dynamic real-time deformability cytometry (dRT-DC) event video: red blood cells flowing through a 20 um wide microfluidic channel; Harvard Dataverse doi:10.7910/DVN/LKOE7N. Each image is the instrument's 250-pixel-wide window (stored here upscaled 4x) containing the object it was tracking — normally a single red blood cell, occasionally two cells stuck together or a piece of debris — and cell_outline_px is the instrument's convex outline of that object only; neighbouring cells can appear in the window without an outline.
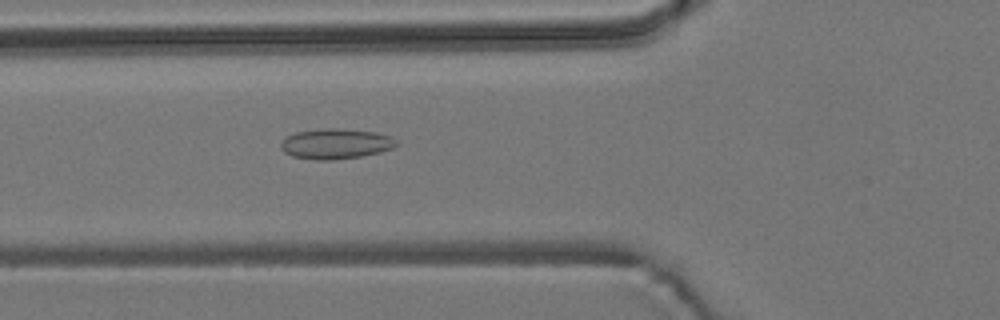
{"species": "common noctule bat (a hibernating species)", "species_latin": "Nyctalus noctula", "temperature_condition": "room temperature", "stored_images_in_passage": 55, "camera_frame_rate_fps": 3000, "um_per_image_px": 0.085, "animal": {"sex": "male", "body_mass_g": 19.2, "forearm_length_mm": 51.8}, "frame": {"image": 1, "passage_image": 20, "time_ms": 6.333, "image_size_px": [1000, 320], "cell_outline_px": [[400, 144], [392, 148], [380, 152], [360, 156], [332, 160], [316, 160], [292, 156], [284, 152], [280, 148], [280, 144], [288, 136], [296, 132], [324, 128], [340, 128], [376, 132], [392, 136]], "centroid_in_image_um": [28.56, 12.22], "position_along_channel_um": 97.2, "area_um2": 20.46}}
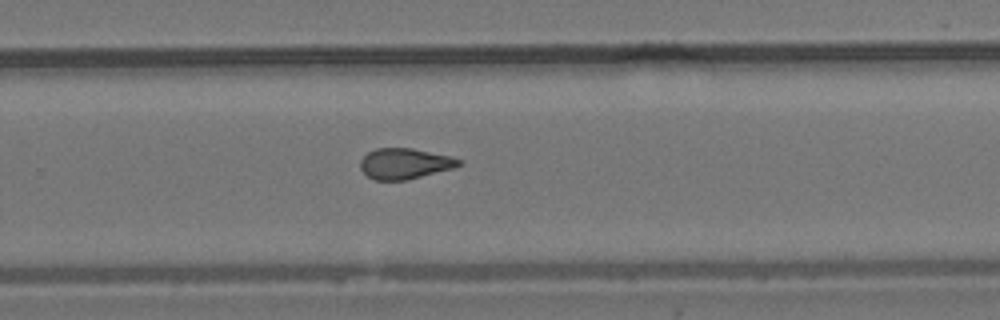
{"frame": {"image": 2, "passage_image": 36, "time_ms": 11.667, "image_size_px": [1000, 320], "cell_outline_px": [[464, 164], [456, 168], [408, 180], [376, 180], [368, 176], [360, 168], [360, 160], [368, 152], [376, 148], [412, 148], [452, 156], [464, 160]], "centroid_in_image_um": [34.48, 13.91], "position_along_channel_um": 295.3, "area_um2": 17.98}}
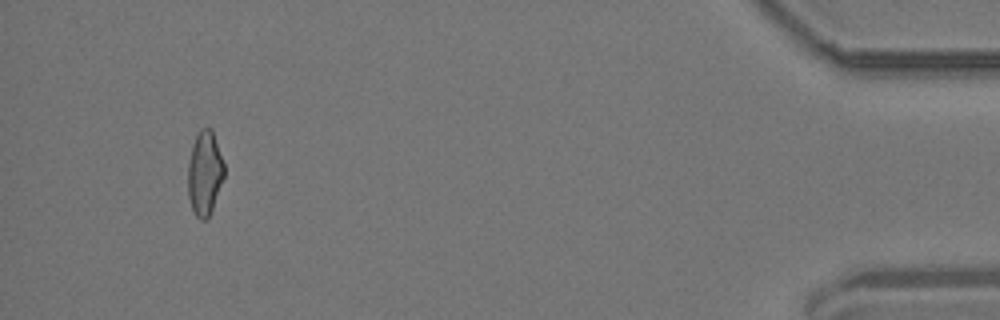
{"frame": {"image": 3, "passage_image": 52, "time_ms": 17.0, "image_size_px": [1000, 320], "cell_outline_px": [[224, 176], [208, 220], [200, 220], [196, 216], [192, 208], [188, 196], [188, 164], [192, 144], [200, 128], [212, 128], [224, 164]], "centroid_in_image_um": [17.39, 14.72], "position_along_channel_um": 417.8, "area_um2": 17.8}, "authors_computed_cell_mechanics": {"area_um2": 18.3226, "velocity_mm_per_s": 3.7152, "shape_relaxation_time_tau1_ms": null, "shape_relaxation_time_tau2_ms": 2.5554, "deformation_change_tau1": null, "deformation_change_tau2": 0.1025}}